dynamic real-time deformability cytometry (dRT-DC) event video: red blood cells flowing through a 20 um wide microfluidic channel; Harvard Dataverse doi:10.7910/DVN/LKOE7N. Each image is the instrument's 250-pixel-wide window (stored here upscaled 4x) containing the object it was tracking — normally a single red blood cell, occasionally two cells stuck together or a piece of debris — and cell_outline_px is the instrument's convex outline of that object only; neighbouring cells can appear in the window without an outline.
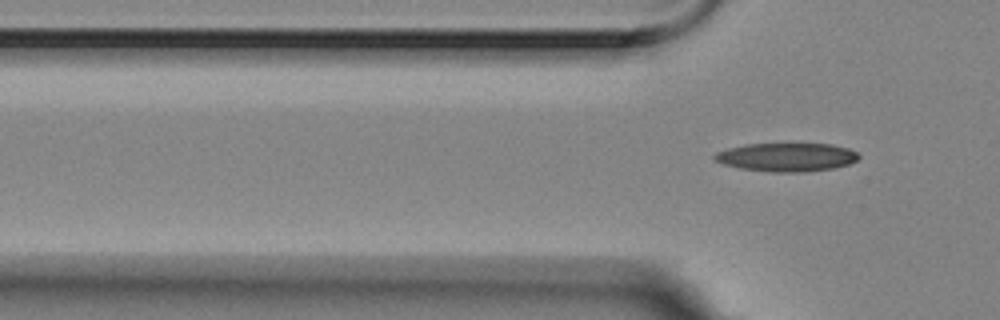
{"species": "Egyptian fruit bat (a non-hibernating species)", "species_latin": "Rousettus aegyptiacus", "temperature_condition": "room temperature", "stored_images_in_passage": 6, "camera_frame_rate_fps": 3000, "um_per_image_px": 0.085, "animal": {"sex": "female"}, "frame": {"image": 1, "passage_image": 6, "time_ms": 1.667, "image_size_px": [1000, 320], "cell_outline_px": [[860, 156], [856, 160], [848, 164], [836, 168], [804, 172], [772, 172], [740, 168], [724, 164], [716, 160], [712, 156], [716, 152], [728, 148], [748, 144], [832, 144], [848, 148], [856, 152]], "centroid_in_image_um": [66.88, 13.36], "position_along_channel_um": 58.9, "area_um2": 23.87}}